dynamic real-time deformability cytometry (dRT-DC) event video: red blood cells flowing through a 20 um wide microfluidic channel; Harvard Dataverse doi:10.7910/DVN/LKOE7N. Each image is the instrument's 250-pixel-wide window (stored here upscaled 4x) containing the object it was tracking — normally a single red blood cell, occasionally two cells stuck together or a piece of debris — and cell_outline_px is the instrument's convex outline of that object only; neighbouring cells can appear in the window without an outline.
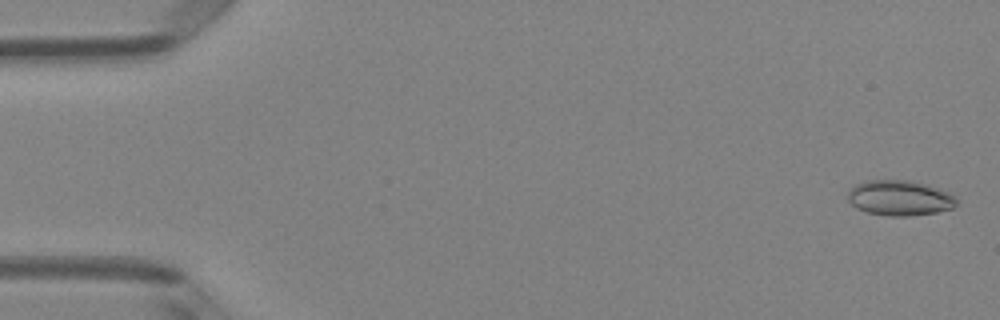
{"species": "Egyptian fruit bat (a non-hibernating species)", "species_latin": "Rousettus aegyptiacus", "temperature_condition": "room temperature", "stored_images_in_passage": 50, "camera_frame_rate_fps": 3000, "um_per_image_px": 0.085, "animal": {"sex": "female"}, "frame": {"image": 1, "passage_image": 2, "time_ms": 0.333, "image_size_px": [1000, 320], "cell_outline_px": [[956, 204], [952, 208], [936, 212], [908, 216], [888, 216], [868, 212], [856, 208], [848, 200], [848, 188], [856, 184], [868, 180], [912, 180], [948, 192], [956, 196]], "centroid_in_image_um": [76.44, 16.82], "position_along_channel_um": 8.6, "area_um2": 22.31}}
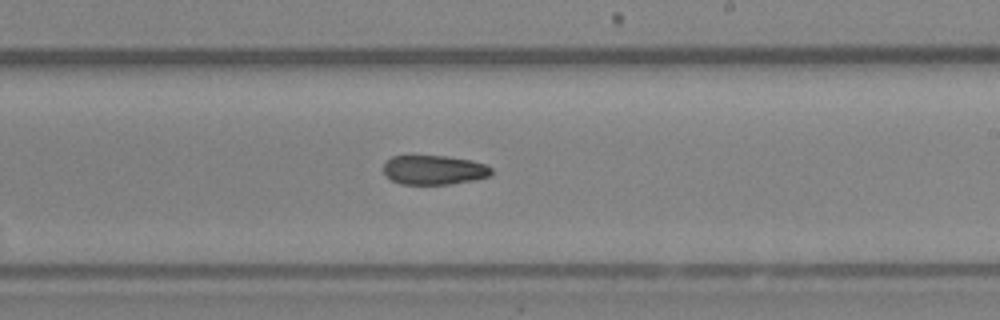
{"frame": {"image": 2, "passage_image": 30, "time_ms": 9.667, "image_size_px": [1000, 320], "cell_outline_px": [[492, 176], [472, 180], [448, 184], [400, 184], [392, 180], [384, 172], [384, 164], [392, 156], [412, 152], [448, 156], [472, 160], [484, 164], [492, 168]], "centroid_in_image_um": [36.86, 14.39], "position_along_channel_um": 252.1, "area_um2": 19.19}}
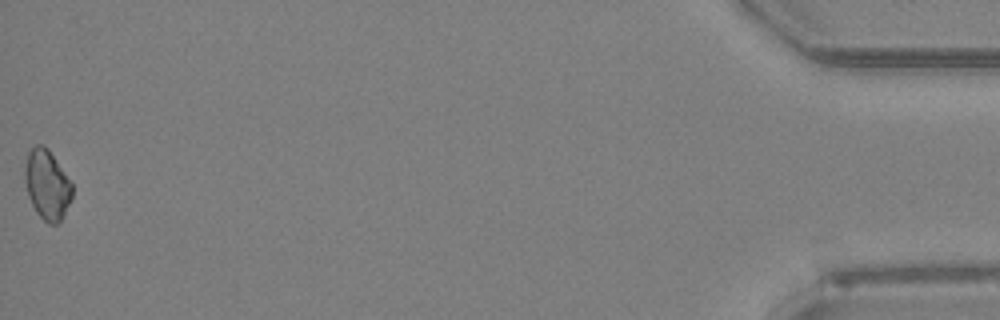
{"frame": {"image": 3, "passage_image": 50, "time_ms": 16.333, "image_size_px": [1000, 320], "cell_outline_px": [[72, 196], [60, 220], [56, 224], [48, 224], [36, 212], [28, 196], [24, 180], [24, 168], [28, 152], [36, 144], [44, 144], [48, 148], [72, 184]], "centroid_in_image_um": [3.97, 15.67], "position_along_channel_um": 431.2, "area_um2": 19.02}, "authors_computed_cell_mechanics": {"area_um2": 19.941, "velocity_mm_per_s": 4.1346, "shape_relaxation_time_tau1_ms": 10.7931, "shape_relaxation_time_tau2_ms": null, "deformation_change_tau1": 0.1099, "deformation_change_tau2": null}}